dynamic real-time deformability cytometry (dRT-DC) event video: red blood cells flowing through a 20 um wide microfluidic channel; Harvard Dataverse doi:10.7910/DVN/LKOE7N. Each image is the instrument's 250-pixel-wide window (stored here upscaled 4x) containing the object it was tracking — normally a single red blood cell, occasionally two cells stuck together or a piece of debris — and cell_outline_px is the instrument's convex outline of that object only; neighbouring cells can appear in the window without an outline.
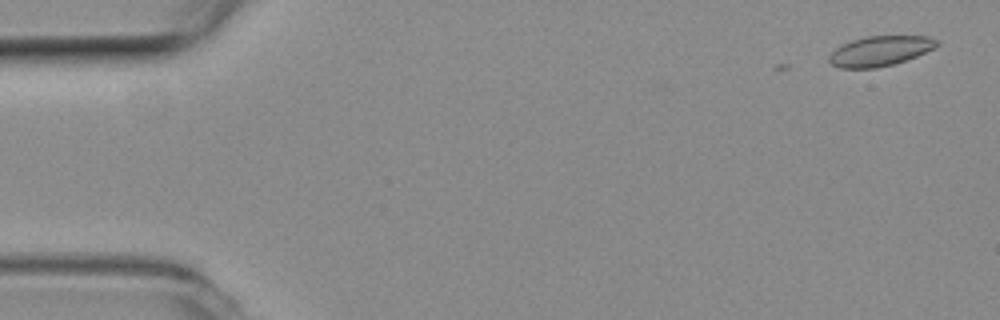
{"species": "common noctule bat (a hibernating species)", "species_latin": "Nyctalus noctula", "temperature_condition": "room temperature", "stored_images_in_passage": 8, "camera_frame_rate_fps": 3000, "um_per_image_px": 0.085, "animal": {"sex": "female", "body_mass_g": 19.3, "forearm_length_mm": 54.1}, "frame": {"image": 1, "passage_image": 3, "time_ms": 0.667, "image_size_px": [1000, 320], "cell_outline_px": [[940, 44], [916, 56], [892, 64], [876, 68], [840, 68], [832, 64], [828, 60], [828, 56], [840, 44], [852, 40], [868, 36], [928, 36], [940, 40]], "centroid_in_image_um": [74.78, 4.32], "position_along_channel_um": 10.2, "area_um2": 18.73}}